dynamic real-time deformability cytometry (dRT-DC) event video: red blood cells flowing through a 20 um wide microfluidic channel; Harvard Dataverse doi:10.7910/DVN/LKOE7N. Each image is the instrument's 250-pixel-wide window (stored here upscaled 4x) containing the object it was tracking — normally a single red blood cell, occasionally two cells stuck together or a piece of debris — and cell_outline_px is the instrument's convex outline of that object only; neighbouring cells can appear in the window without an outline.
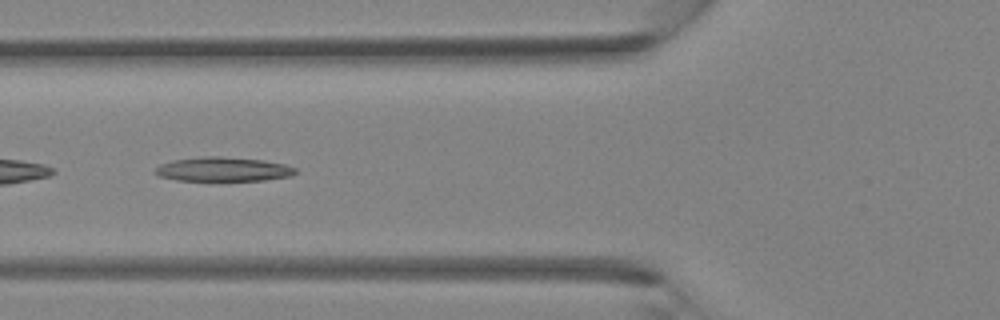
{"species": "Egyptian fruit bat (a non-hibernating species)", "species_latin": "Rousettus aegyptiacus", "temperature_condition": "room temperature", "stored_images_in_passage": 32, "camera_frame_rate_fps": 3000, "um_per_image_px": 0.085, "animal": {"sex": "female"}, "frame": {"image": 1, "passage_image": 8, "time_ms": 2.333, "image_size_px": [1000, 320], "cell_outline_px": [[296, 172], [292, 176], [264, 180], [212, 184], [176, 180], [156, 176], [152, 172], [160, 164], [172, 160], [200, 156], [220, 156], [264, 160], [284, 164], [296, 168]], "centroid_in_image_um": [18.89, 14.44], "position_along_channel_um": 106.9, "area_um2": 21.21}}
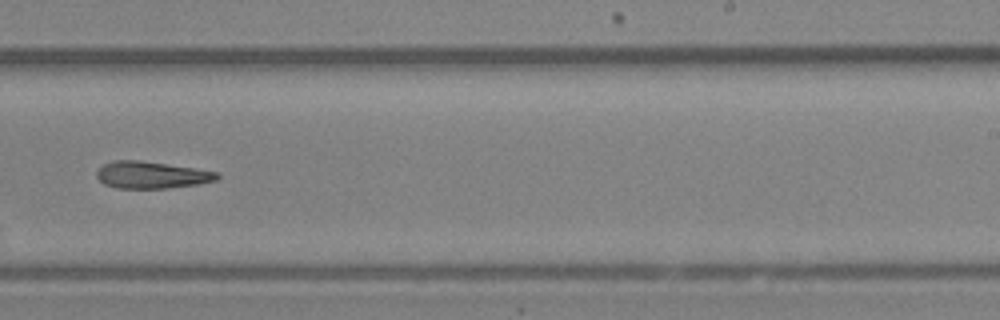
{"frame": {"image": 2, "passage_image": 18, "time_ms": 5.667, "image_size_px": [1000, 320], "cell_outline_px": [[220, 176], [216, 180], [196, 184], [168, 188], [116, 188], [104, 184], [96, 176], [96, 172], [104, 164], [112, 160], [140, 160], [196, 168], [216, 172]], "centroid_in_image_um": [12.85, 14.86], "position_along_channel_um": 276.2, "area_um2": 18.84}}
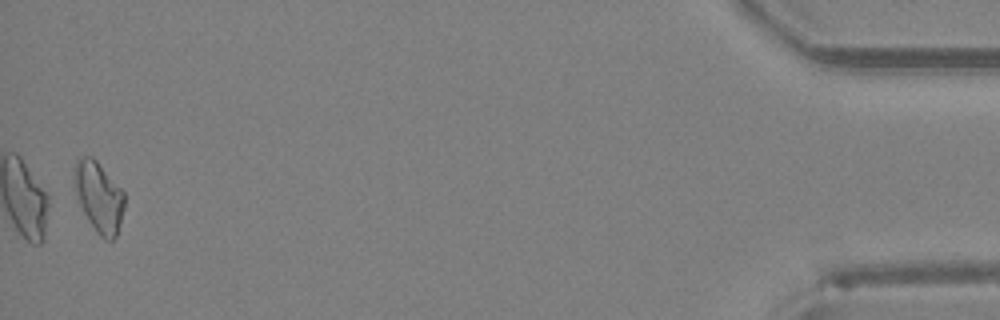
{"frame": {"image": 3, "passage_image": 32, "time_ms": 10.333, "image_size_px": [1000, 320], "cell_outline_px": [[124, 208], [116, 236], [112, 240], [104, 240], [96, 232], [88, 220], [80, 204], [76, 192], [72, 168], [76, 160], [80, 156], [92, 156], [96, 160], [124, 192]], "centroid_in_image_um": [8.38, 16.71], "position_along_channel_um": 426.8, "area_um2": 20.46}}